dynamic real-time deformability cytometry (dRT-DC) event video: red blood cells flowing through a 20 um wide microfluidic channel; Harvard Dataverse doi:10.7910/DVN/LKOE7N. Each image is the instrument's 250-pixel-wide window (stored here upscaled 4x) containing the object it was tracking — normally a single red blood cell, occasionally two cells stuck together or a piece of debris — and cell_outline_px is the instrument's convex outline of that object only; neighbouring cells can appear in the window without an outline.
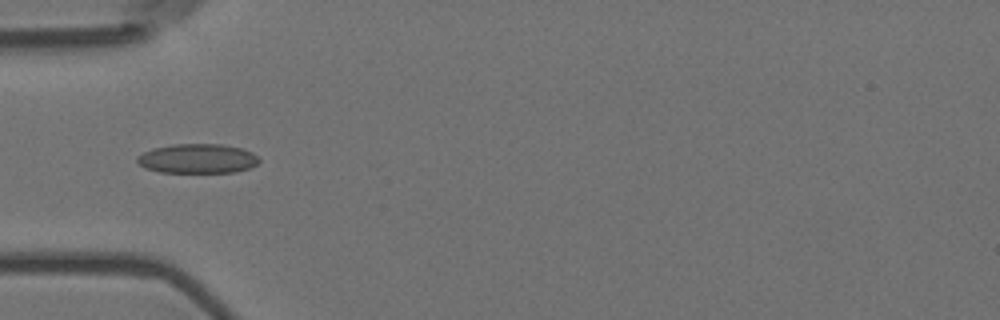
{"species": "Egyptian fruit bat (a non-hibernating species)", "species_latin": "Rousettus aegyptiacus", "temperature_condition": "room temperature", "stored_images_in_passage": 7, "camera_frame_rate_fps": 3000, "um_per_image_px": 0.085, "animal": {"sex": "female"}, "frame": {"image": 1, "passage_image": 6, "time_ms": 1.667, "image_size_px": [1000, 320], "cell_outline_px": [[260, 160], [256, 164], [248, 168], [236, 172], [160, 172], [144, 168], [136, 160], [136, 156], [152, 148], [172, 144], [220, 144], [240, 148], [252, 152]], "centroid_in_image_um": [16.75, 13.48], "position_along_channel_um": 68.2, "area_um2": 20.87}}
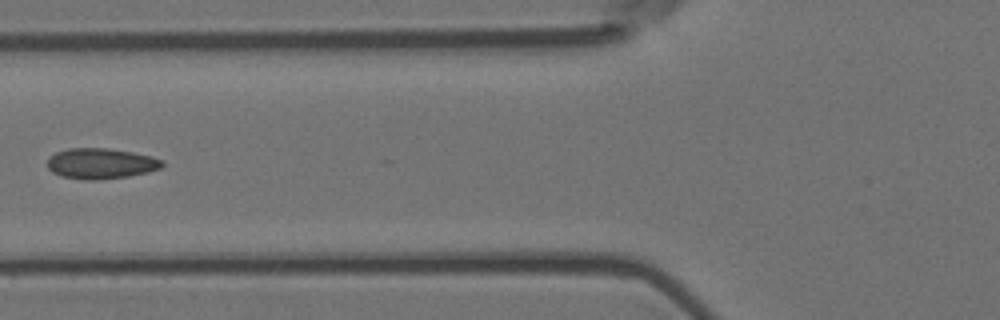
{"frame": {"image": 2, "passage_image": 7, "time_ms": 2.0, "image_size_px": [1000, 320], "cell_outline_px": [[164, 164], [160, 168], [148, 172], [128, 176], [96, 180], [84, 180], [64, 176], [52, 172], [48, 168], [48, 160], [56, 152], [68, 148], [108, 148], [132, 152], [152, 156], [164, 160]], "centroid_in_image_um": [8.6, 13.89], "position_along_channel_um": 117.2, "area_um2": 20.4}}